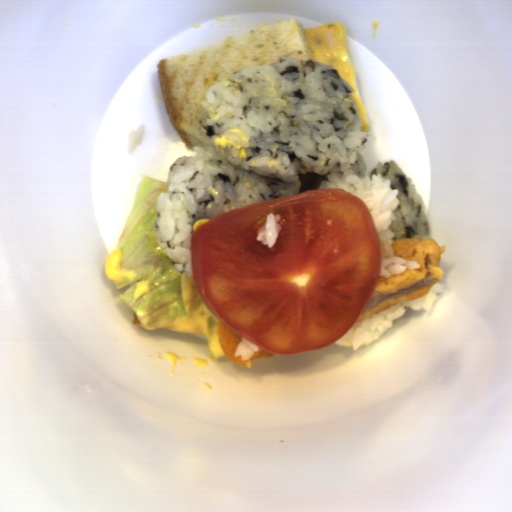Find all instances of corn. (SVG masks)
<instances>
[{
	"instance_id": "51d56268",
	"label": "corn",
	"mask_w": 512,
	"mask_h": 512,
	"mask_svg": "<svg viewBox=\"0 0 512 512\" xmlns=\"http://www.w3.org/2000/svg\"><path fill=\"white\" fill-rule=\"evenodd\" d=\"M207 220H210V219H209V218H203V217H202V218H200L199 220H197V221L194 223L193 227H192L193 231H194L197 227H199L201 224H203L204 222H206Z\"/></svg>"
}]
</instances>
